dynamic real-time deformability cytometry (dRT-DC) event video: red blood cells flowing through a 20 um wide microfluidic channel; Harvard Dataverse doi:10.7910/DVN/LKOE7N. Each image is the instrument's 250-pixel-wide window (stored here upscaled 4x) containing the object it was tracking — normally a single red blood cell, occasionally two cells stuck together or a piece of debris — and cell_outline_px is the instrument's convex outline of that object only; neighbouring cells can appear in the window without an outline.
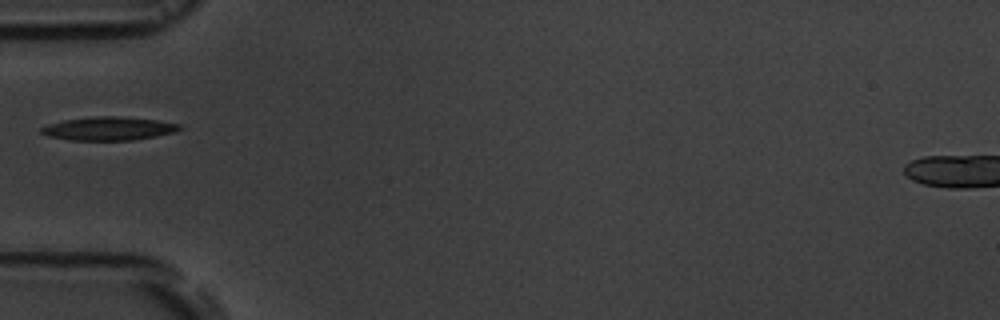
{"species": "common noctule bat (a hibernating species)", "species_latin": "Nyctalus noctula", "temperature_condition": "room temperature", "stored_images_in_passage": 4, "camera_frame_rate_fps": 3000, "um_per_image_px": 0.085, "animal": {"sex": "male", "body_mass_g": 19.5, "forearm_length_mm": 54.6}, "frame": {"image": 1, "passage_image": 1, "time_ms": 0.0, "image_size_px": [1000, 320], "cell_outline_px": [[184, 128], [176, 132], [156, 136], [132, 140], [72, 140], [48, 136], [40, 132], [40, 128], [48, 124], [64, 120], [96, 116], [112, 116], [156, 120], [180, 124]], "centroid_in_image_um": [9.25, 10.93], "position_along_channel_um": 75.7, "area_um2": 18.79}}
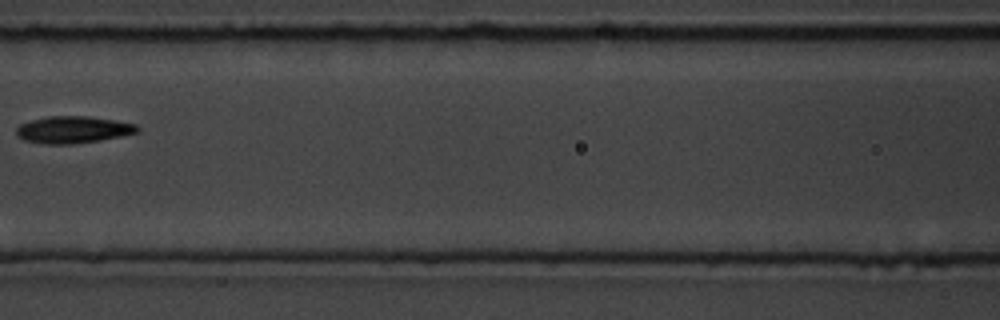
{"frame": {"image": 2, "passage_image": 3, "time_ms": 2.333, "image_size_px": [1000, 320], "cell_outline_px": [[140, 132], [100, 140], [72, 144], [48, 144], [24, 140], [16, 136], [16, 128], [20, 124], [32, 120], [48, 116], [88, 116], [116, 120], [136, 124], [140, 128]], "centroid_in_image_um": [6.22, 11.02], "position_along_channel_um": 160.4, "area_um2": 19.07}}
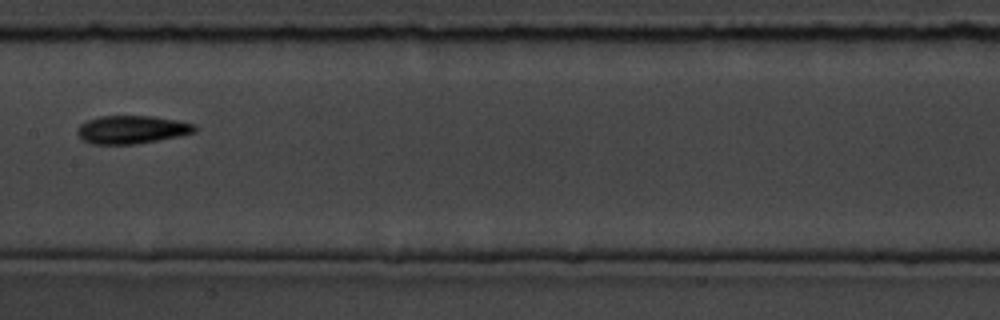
{"frame": {"image": 3, "passage_image": 4, "time_ms": 3.333, "image_size_px": [1000, 320], "cell_outline_px": [[196, 132], [180, 136], [136, 144], [92, 144], [84, 140], [76, 132], [76, 128], [80, 124], [88, 120], [100, 116], [152, 116], [176, 120], [196, 124]], "centroid_in_image_um": [11.21, 11.01], "position_along_channel_um": 196.2, "area_um2": 19.25}}